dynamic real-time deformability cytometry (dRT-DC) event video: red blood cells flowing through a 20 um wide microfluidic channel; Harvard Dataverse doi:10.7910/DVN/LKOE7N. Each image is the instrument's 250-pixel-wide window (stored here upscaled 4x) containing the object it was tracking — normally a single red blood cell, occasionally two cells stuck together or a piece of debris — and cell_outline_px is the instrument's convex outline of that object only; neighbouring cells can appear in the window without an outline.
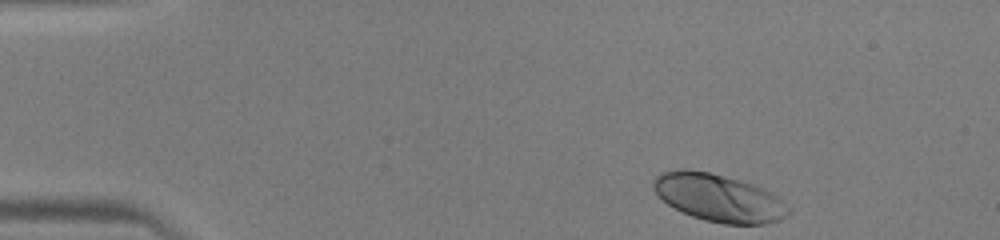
{"species": "human", "species_latin": "Homo sapiens", "temperature_condition": "warm", "stored_images_in_passage": 41, "camera_frame_rate_fps": 3000, "um_per_image_px": 0.085, "donor": {"sex": "male"}, "frame": {"image": 1, "passage_image": 1, "time_ms": 0.0, "image_size_px": [1000, 240], "cell_outline_px": [[792, 212], [788, 216], [780, 220], [764, 224], [724, 224], [704, 220], [692, 216], [668, 204], [652, 188], [652, 180], [660, 172], [680, 168], [684, 168], [708, 172], [724, 176], [752, 184], [776, 196], [792, 208]], "centroid_in_image_um": [61.09, 16.82], "position_along_channel_um": 23.9, "area_um2": 37.34}}
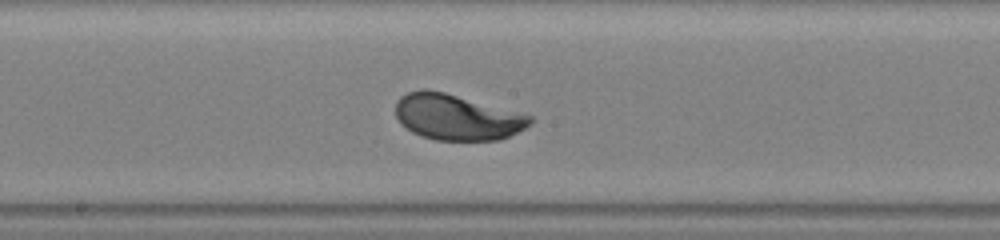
{"frame": {"image": 2, "passage_image": 20, "time_ms": 6.333, "image_size_px": [1000, 240], "cell_outline_px": [[532, 124], [500, 140], [436, 140], [420, 136], [412, 132], [400, 124], [396, 116], [396, 104], [400, 96], [408, 92], [420, 88], [428, 88], [444, 92], [532, 116]], "centroid_in_image_um": [38.78, 9.95], "position_along_channel_um": 209.4, "area_um2": 35.78}}
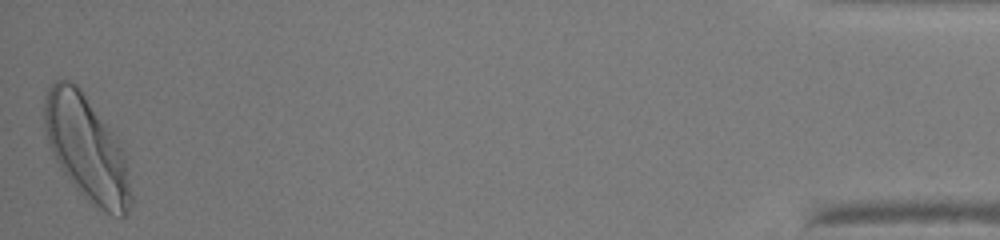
{"frame": {"image": 3, "passage_image": 41, "time_ms": 13.333, "image_size_px": [1000, 240], "cell_outline_px": [[132, 200], [124, 216], [112, 216], [96, 208], [76, 188], [60, 168], [48, 144], [44, 124], [44, 104], [48, 88], [56, 80], [68, 80], [76, 84], [120, 144], [124, 156], [132, 196]], "centroid_in_image_um": [7.34, 12.65], "position_along_channel_um": 427.9, "area_um2": 51.79}}